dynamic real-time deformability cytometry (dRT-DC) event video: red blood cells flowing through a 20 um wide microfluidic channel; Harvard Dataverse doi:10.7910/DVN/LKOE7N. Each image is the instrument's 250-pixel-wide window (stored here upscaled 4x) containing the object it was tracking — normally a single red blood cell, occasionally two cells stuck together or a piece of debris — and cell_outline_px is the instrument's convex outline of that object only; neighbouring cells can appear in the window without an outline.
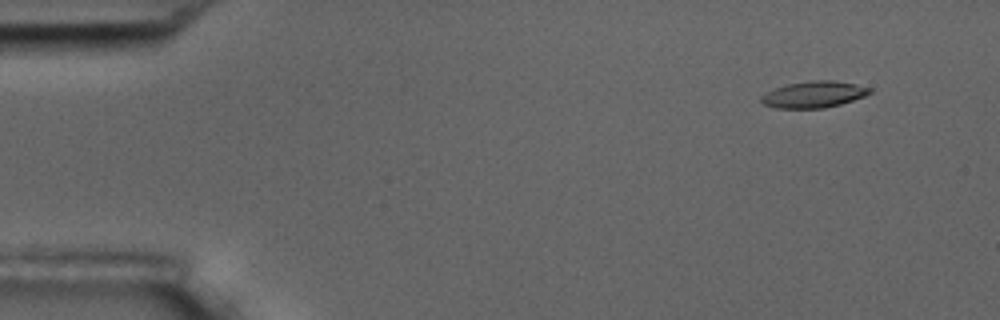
{"species": "common noctule bat (a hibernating species)", "species_latin": "Nyctalus noctula", "temperature_condition": "room temperature", "stored_images_in_passage": 9, "camera_frame_rate_fps": 3000, "um_per_image_px": 0.085, "animal": {"sex": "male", "body_mass_g": 17.5, "forearm_length_mm": 52.3}, "frame": {"image": 1, "passage_image": 1, "time_ms": 0.0, "image_size_px": [1000, 320], "cell_outline_px": [[872, 92], [864, 96], [840, 104], [824, 108], [776, 108], [764, 104], [760, 100], [760, 96], [776, 88], [788, 84], [812, 80], [832, 80], [856, 84], [872, 88]], "centroid_in_image_um": [69.19, 8.02], "position_along_channel_um": 15.8, "area_um2": 16.59}}
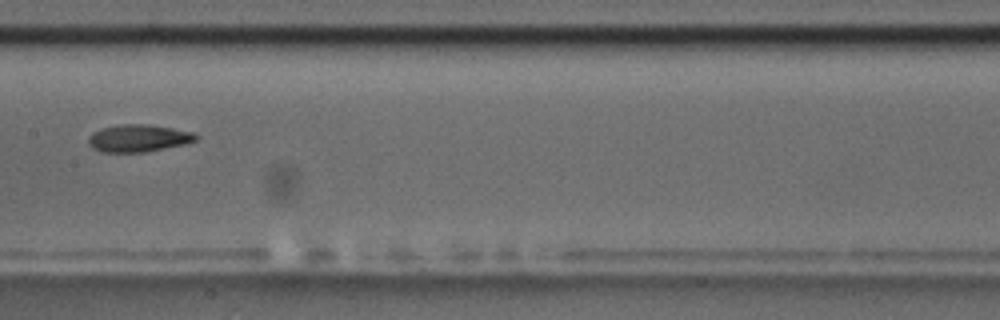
{"frame": {"image": 2, "passage_image": 8, "time_ms": 8.0, "image_size_px": [1000, 320], "cell_outline_px": [[200, 136], [196, 140], [184, 144], [144, 152], [100, 152], [92, 148], [88, 144], [88, 136], [92, 132], [100, 128], [120, 124], [148, 124], [172, 128], [192, 132]], "centroid_in_image_um": [11.72, 11.74], "position_along_channel_um": 195.7, "area_um2": 17.22}}
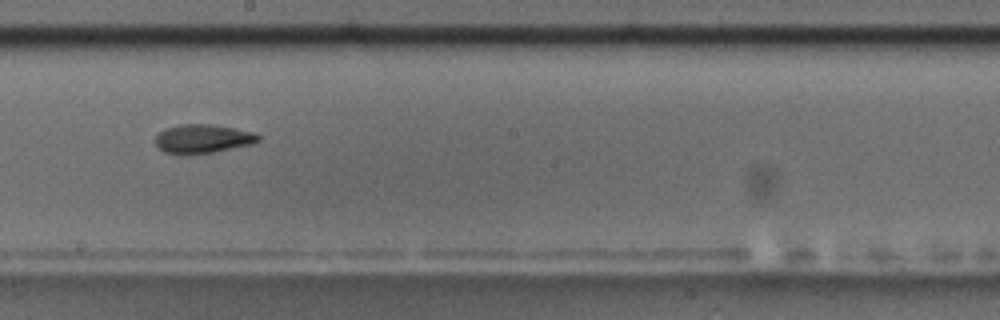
{"frame": {"image": 3, "passage_image": 9, "time_ms": 9.0, "image_size_px": [1000, 320], "cell_outline_px": [[260, 140], [252, 144], [216, 152], [188, 156], [180, 156], [164, 152], [156, 144], [156, 136], [164, 128], [180, 124], [212, 124], [252, 132], [260, 136]], "centroid_in_image_um": [17.2, 11.82], "position_along_channel_um": 231.0, "area_um2": 17.63}}